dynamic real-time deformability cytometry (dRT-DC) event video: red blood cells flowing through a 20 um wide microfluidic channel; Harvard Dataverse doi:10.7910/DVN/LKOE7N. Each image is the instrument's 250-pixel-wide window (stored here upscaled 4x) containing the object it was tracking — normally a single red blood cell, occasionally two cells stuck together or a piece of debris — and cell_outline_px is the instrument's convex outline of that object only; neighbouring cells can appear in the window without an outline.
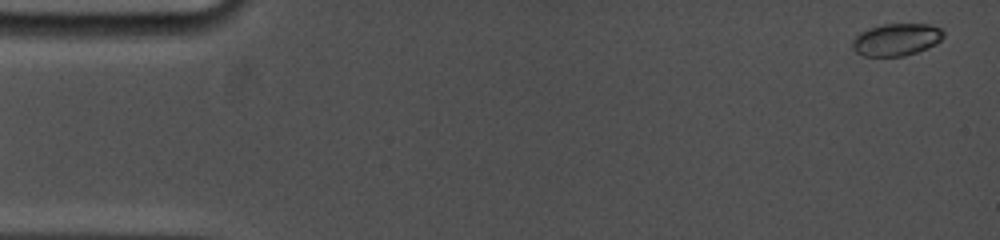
{"species": "common noctule bat (a hibernating species)", "species_latin": "Nyctalus noctula", "temperature_condition": "cold", "stored_images_in_passage": 27, "camera_frame_rate_fps": 5000, "um_per_image_px": 0.085, "animal": {"sex": "female", "body_mass_g": 19.0, "forearm_length_mm": 53.3}, "frame": {"image": 1, "passage_image": 1, "time_ms": 0.0, "image_size_px": [1000, 240], "cell_outline_px": [[944, 36], [936, 44], [928, 48], [904, 56], [864, 56], [856, 52], [852, 48], [852, 40], [860, 32], [868, 28], [880, 24], [928, 24], [940, 28], [944, 32]], "centroid_in_image_um": [76.18, 3.36], "position_along_channel_um": 8.8, "area_um2": 17.22}}
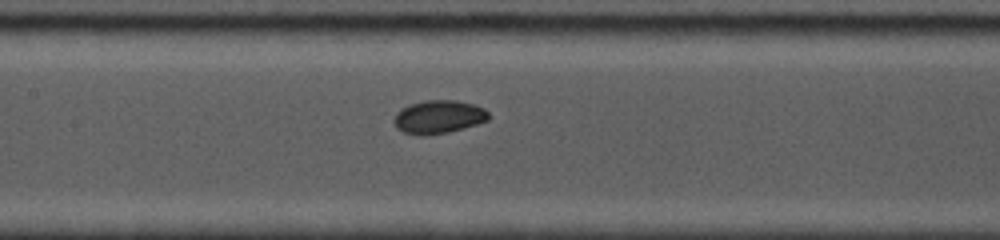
{"frame": {"image": 2, "passage_image": 17, "time_ms": 7.6, "image_size_px": [1000, 240], "cell_outline_px": [[492, 116], [488, 120], [464, 128], [448, 132], [424, 136], [420, 136], [404, 132], [396, 128], [396, 112], [412, 104], [424, 100], [456, 100], [472, 104], [484, 108]], "centroid_in_image_um": [37.33, 9.94], "position_along_channel_um": 170.1, "area_um2": 18.21}}
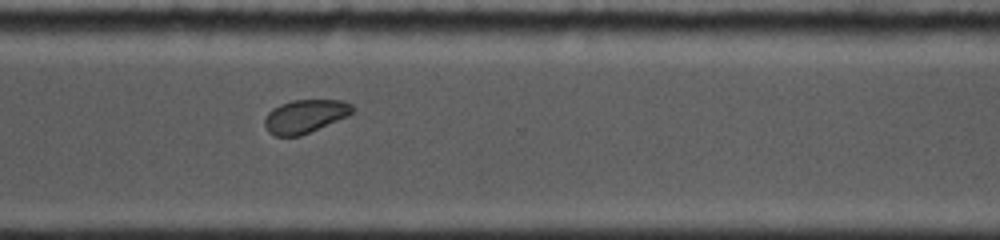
{"frame": {"image": 3, "passage_image": 27, "time_ms": 12.2, "image_size_px": [1000, 240], "cell_outline_px": [[356, 108], [348, 116], [300, 136], [276, 136], [268, 132], [264, 124], [264, 120], [268, 112], [272, 108], [280, 104], [292, 100], [344, 100], [352, 104]], "centroid_in_image_um": [25.94, 9.87], "position_along_channel_um": 344.7, "area_um2": 17.17}}